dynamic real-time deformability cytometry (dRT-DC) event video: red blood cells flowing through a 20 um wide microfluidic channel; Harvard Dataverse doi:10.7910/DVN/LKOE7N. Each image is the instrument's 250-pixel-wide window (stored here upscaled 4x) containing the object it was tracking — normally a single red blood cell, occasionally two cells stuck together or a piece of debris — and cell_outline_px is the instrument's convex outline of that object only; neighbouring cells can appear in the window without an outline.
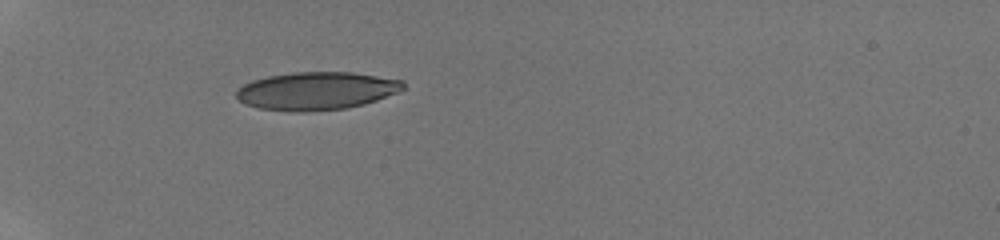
{"species": "human", "species_latin": "Homo sapiens", "temperature_condition": "room temperature", "stored_images_in_passage": 2, "camera_frame_rate_fps": 3000, "um_per_image_px": 0.085, "donor": {"sex": "male"}, "frame": {"image": 1, "passage_image": 1, "time_ms": 0.0, "image_size_px": [1000, 240], "cell_outline_px": [[404, 88], [400, 92], [364, 104], [344, 108], [304, 112], [260, 108], [244, 104], [236, 96], [236, 92], [244, 84], [252, 80], [268, 76], [292, 72], [352, 72], [404, 80]], "centroid_in_image_um": [26.93, 7.71], "position_along_channel_um": 58.1, "area_um2": 36.76}}